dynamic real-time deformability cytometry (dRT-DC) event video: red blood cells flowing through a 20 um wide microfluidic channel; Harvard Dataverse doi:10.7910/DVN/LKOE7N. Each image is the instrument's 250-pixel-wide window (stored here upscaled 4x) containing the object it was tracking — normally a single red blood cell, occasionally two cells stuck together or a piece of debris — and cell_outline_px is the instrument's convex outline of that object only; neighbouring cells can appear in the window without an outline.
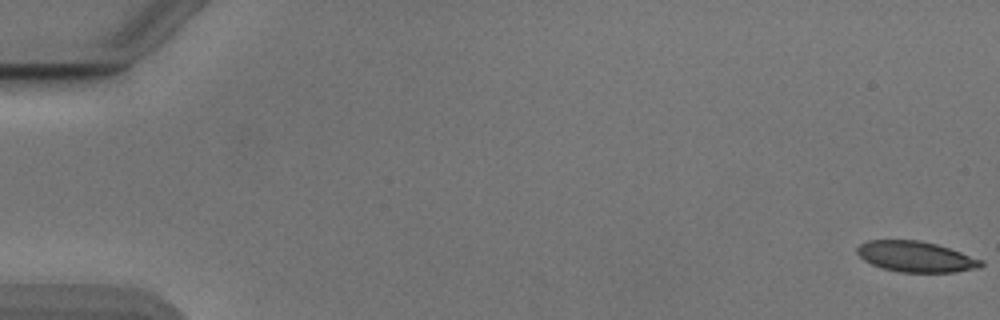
{"species": "Egyptian fruit bat (a non-hibernating species)", "species_latin": "Rousettus aegyptiacus", "temperature_condition": "cold", "stored_images_in_passage": 54, "camera_frame_rate_fps": 3000, "um_per_image_px": 0.085, "animal": {"sex": "male"}, "frame": {"image": 1, "passage_image": 1, "time_ms": 0.0, "image_size_px": [1000, 320], "cell_outline_px": [[984, 264], [980, 268], [956, 272], [900, 272], [884, 268], [872, 264], [864, 260], [856, 252], [856, 248], [860, 244], [868, 240], [920, 240], [936, 244], [984, 260]], "centroid_in_image_um": [77.87, 21.81], "position_along_channel_um": 7.1, "area_um2": 22.14}}
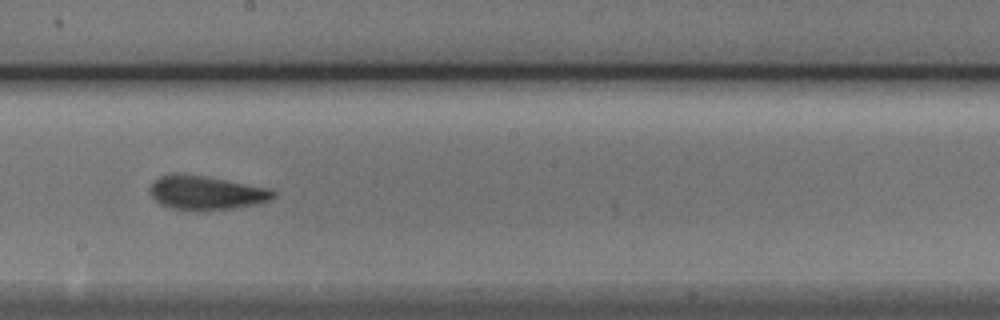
{"frame": {"image": 2, "passage_image": 31, "time_ms": 10.0, "image_size_px": [1000, 320], "cell_outline_px": [[276, 196], [272, 200], [256, 204], [208, 212], [168, 208], [160, 204], [152, 196], [148, 188], [152, 180], [160, 176], [208, 176], [268, 188], [276, 192]], "centroid_in_image_um": [17.54, 16.43], "position_along_channel_um": 230.7, "area_um2": 24.39}}
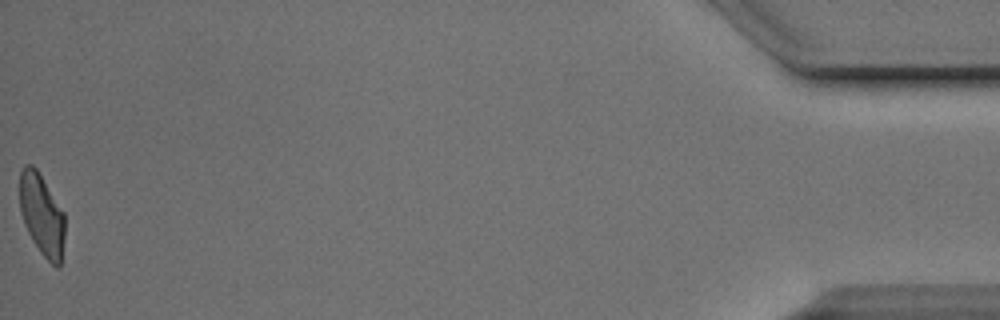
{"frame": {"image": 3, "passage_image": 54, "time_ms": 17.667, "image_size_px": [1000, 320], "cell_outline_px": [[64, 240], [60, 264], [56, 268], [40, 252], [32, 240], [24, 224], [20, 212], [20, 168], [24, 164], [32, 164], [36, 168], [64, 212]], "centroid_in_image_um": [3.54, 18.23], "position_along_channel_um": 431.7, "area_um2": 21.44}, "authors_computed_cell_mechanics": {"area_um2": 23.4668, "velocity_mm_per_s": 3.8796, "shape_relaxation_time_tau1_ms": 6.7845, "shape_relaxation_time_tau2_ms": 1.9424, "deformation_change_tau1": 0.1801, "deformation_change_tau2": 0.1068}}